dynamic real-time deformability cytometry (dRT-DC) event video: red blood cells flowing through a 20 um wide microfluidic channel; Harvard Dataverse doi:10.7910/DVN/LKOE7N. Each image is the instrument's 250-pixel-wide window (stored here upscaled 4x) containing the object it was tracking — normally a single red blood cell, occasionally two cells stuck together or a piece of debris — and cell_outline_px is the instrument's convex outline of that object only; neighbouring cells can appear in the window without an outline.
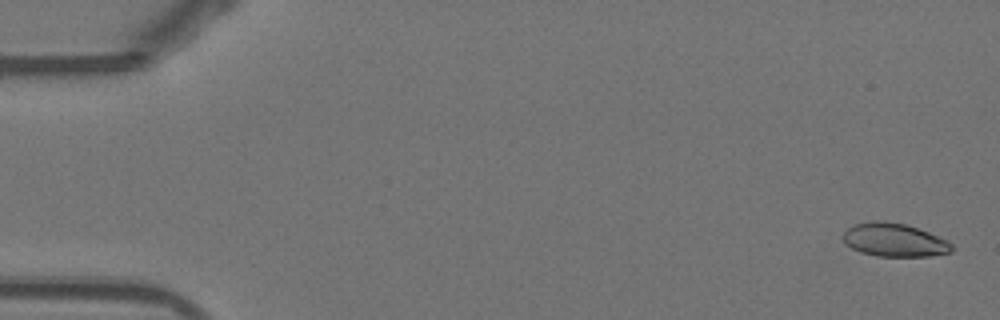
{"species": "Egyptian fruit bat (a non-hibernating species)", "species_latin": "Rousettus aegyptiacus", "temperature_condition": "warm", "stored_images_in_passage": 53, "camera_frame_rate_fps": 3000, "um_per_image_px": 0.085, "animal": {"sex": "female"}, "frame": {"image": 1, "passage_image": 2, "time_ms": 0.333, "image_size_px": [1000, 320], "cell_outline_px": [[952, 252], [928, 256], [876, 256], [860, 252], [844, 244], [840, 236], [852, 224], [872, 220], [884, 220], [904, 224], [928, 232], [948, 240], [952, 244]], "centroid_in_image_um": [75.95, 20.39], "position_along_channel_um": 9.0, "area_um2": 21.39}}
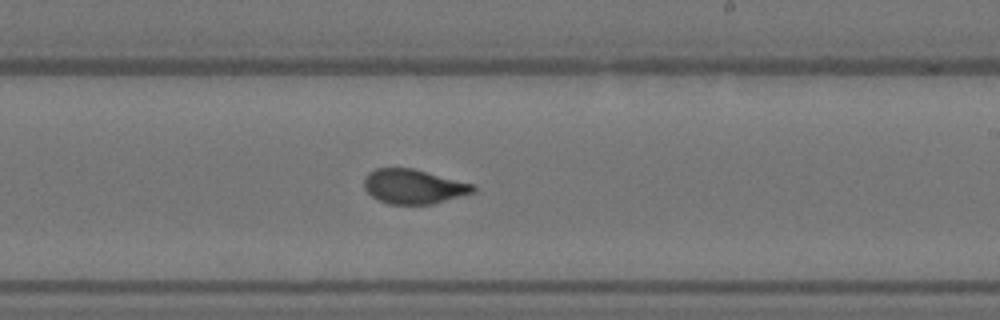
{"frame": {"image": 2, "passage_image": 32, "time_ms": 10.333, "image_size_px": [1000, 320], "cell_outline_px": [[476, 192], [432, 204], [388, 204], [372, 196], [364, 188], [364, 180], [368, 172], [376, 168], [412, 168], [472, 184], [476, 188]], "centroid_in_image_um": [35.14, 15.86], "position_along_channel_um": 253.9, "area_um2": 21.73}}
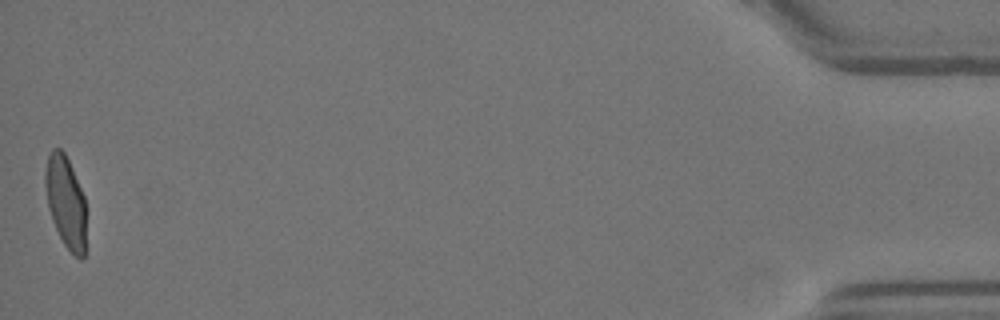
{"frame": {"image": 3, "passage_image": 53, "time_ms": 17.333, "image_size_px": [1000, 320], "cell_outline_px": [[84, 256], [80, 260], [64, 244], [52, 220], [48, 208], [44, 184], [44, 172], [48, 156], [52, 148], [60, 148], [64, 152], [72, 168], [84, 196]], "centroid_in_image_um": [5.54, 17.1], "position_along_channel_um": 429.7, "area_um2": 21.5}, "authors_computed_cell_mechanics": {"area_um2": 22.0796, "velocity_mm_per_s": 3.8591, "shape_relaxation_time_tau1_ms": 5.8587, "shape_relaxation_time_tau2_ms": 0.8091, "deformation_change_tau1": 0.1929, "deformation_change_tau2": 0.0665}}